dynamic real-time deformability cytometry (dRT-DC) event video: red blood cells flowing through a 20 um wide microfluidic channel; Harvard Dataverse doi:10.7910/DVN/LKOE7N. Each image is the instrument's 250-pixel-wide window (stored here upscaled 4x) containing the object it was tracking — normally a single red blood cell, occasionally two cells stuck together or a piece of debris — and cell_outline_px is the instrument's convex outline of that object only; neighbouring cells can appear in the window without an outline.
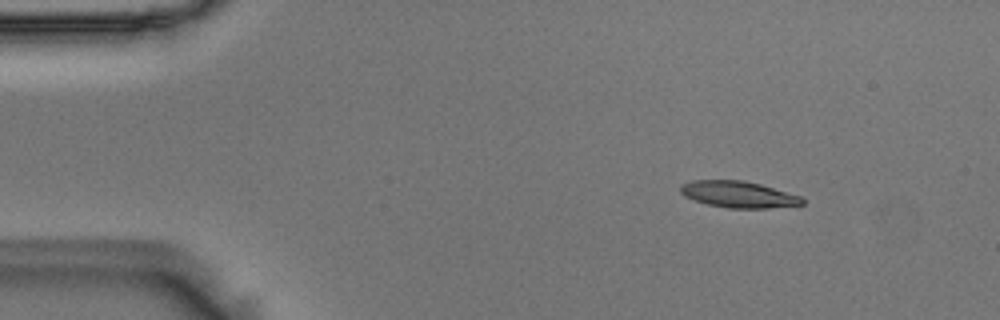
{"species": "Egyptian fruit bat (a non-hibernating species)", "species_latin": "Rousettus aegyptiacus", "temperature_condition": "room temperature", "stored_images_in_passage": 6, "camera_frame_rate_fps": 3000, "um_per_image_px": 0.085, "animal": {"sex": "male"}, "frame": {"image": 1, "passage_image": 2, "time_ms": 0.333, "image_size_px": [1000, 320], "cell_outline_px": [[804, 204], [768, 208], [728, 208], [708, 204], [684, 196], [680, 192], [680, 184], [692, 180], [744, 180], [760, 184], [800, 196], [804, 200]], "centroid_in_image_um": [62.74, 16.52], "position_along_channel_um": 22.3, "area_um2": 18.67}}
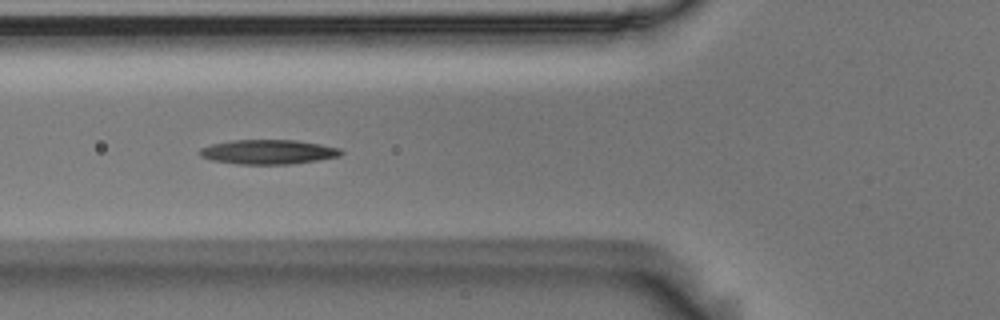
{"frame": {"image": 2, "passage_image": 5, "time_ms": 1.333, "image_size_px": [1000, 320], "cell_outline_px": [[344, 152], [340, 156], [292, 164], [240, 164], [212, 160], [200, 156], [200, 148], [212, 144], [232, 140], [296, 140], [320, 144], [340, 148]], "centroid_in_image_um": [22.81, 12.91], "position_along_channel_um": 103.0, "area_um2": 20.06}}
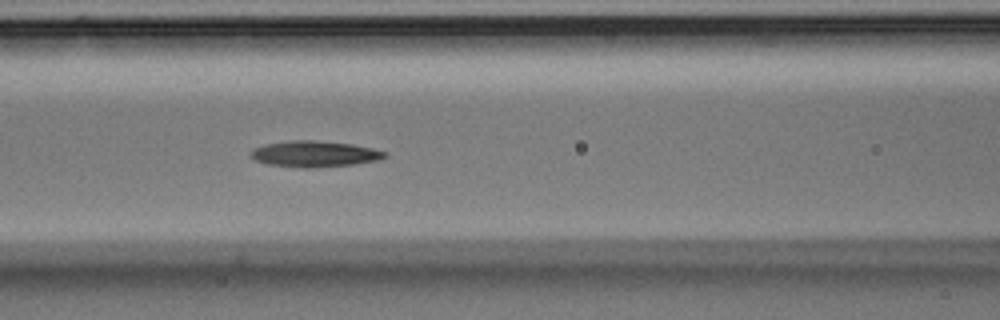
{"frame": {"image": 3, "passage_image": 6, "time_ms": 1.667, "image_size_px": [1000, 320], "cell_outline_px": [[388, 156], [376, 160], [352, 164], [312, 168], [304, 168], [268, 164], [256, 160], [248, 156], [252, 148], [264, 144], [288, 140], [312, 140], [352, 144], [372, 148], [388, 152]], "centroid_in_image_um": [26.69, 13.07], "position_along_channel_um": 139.9, "area_um2": 20.4}}